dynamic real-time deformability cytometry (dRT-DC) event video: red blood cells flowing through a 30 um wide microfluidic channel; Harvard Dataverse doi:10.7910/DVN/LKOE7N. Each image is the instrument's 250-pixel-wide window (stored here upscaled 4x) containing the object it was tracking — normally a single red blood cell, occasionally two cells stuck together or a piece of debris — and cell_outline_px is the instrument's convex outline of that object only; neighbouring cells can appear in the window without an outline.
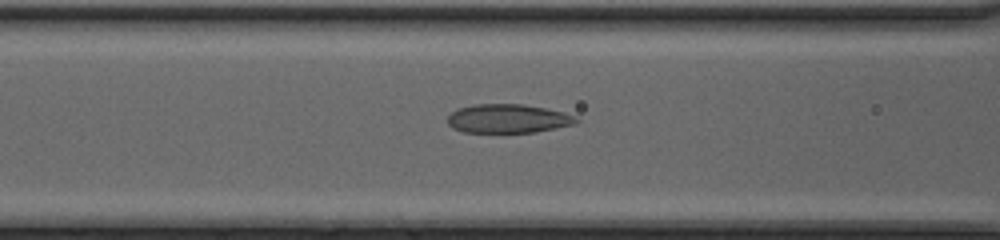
{"species": "common noctule bat (a hibernating species)", "species_latin": "Nyctalus noctula", "temperature_condition": "cold", "stored_images_in_passage": 51, "camera_frame_rate_fps": 3000, "um_per_image_px": 0.085, "animal": {"sex": "female", "body_mass_g": 20.0, "forearm_length_mm": 54.0}, "frame": {"image": 1, "passage_image": 24, "time_ms": 7.667, "image_size_px": [1000, 240], "cell_outline_px": [[580, 120], [576, 124], [532, 132], [464, 132], [452, 128], [448, 124], [448, 116], [452, 112], [460, 108], [476, 104], [524, 104], [564, 112]], "centroid_in_image_um": [43.17, 10.08], "position_along_channel_um": 123.4, "area_um2": 21.39}}
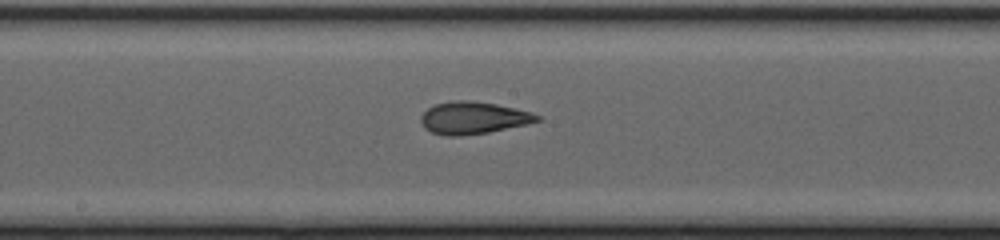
{"frame": {"image": 2, "passage_image": 30, "time_ms": 9.667, "image_size_px": [1000, 240], "cell_outline_px": [[540, 120], [524, 124], [488, 132], [460, 136], [444, 136], [432, 132], [424, 128], [420, 120], [420, 116], [428, 108], [436, 104], [456, 100], [468, 100], [496, 104], [532, 112], [540, 116]], "centroid_in_image_um": [40.18, 10.02], "position_along_channel_um": 208.0, "area_um2": 21.62}}
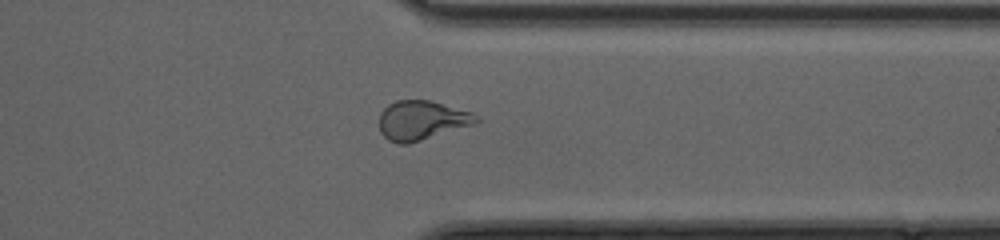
{"frame": {"image": 3, "passage_image": 42, "time_ms": 13.667, "image_size_px": [1000, 240], "cell_outline_px": [[480, 120], [476, 124], [408, 144], [400, 144], [388, 140], [380, 132], [380, 112], [388, 104], [396, 100], [428, 100], [472, 112], [480, 116]], "centroid_in_image_um": [35.86, 10.23], "position_along_channel_um": 375.5, "area_um2": 22.31}, "authors_computed_cell_mechanics": {"area_um2": 23.0044, "velocity_mm_per_s": 4.2135, "shape_relaxation_time_tau1_ms": null, "shape_relaxation_time_tau2_ms": 1.1491, "deformation_change_tau1": null, "deformation_change_tau2": 0.076}}